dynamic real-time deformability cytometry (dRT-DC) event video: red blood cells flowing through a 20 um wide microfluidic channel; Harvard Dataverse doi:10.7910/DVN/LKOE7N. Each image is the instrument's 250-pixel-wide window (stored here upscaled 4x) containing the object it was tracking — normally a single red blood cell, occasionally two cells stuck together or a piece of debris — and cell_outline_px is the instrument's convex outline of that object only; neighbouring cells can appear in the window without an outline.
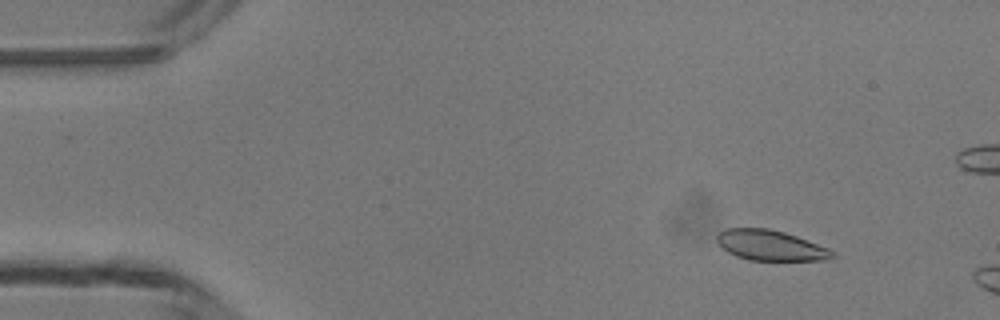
{"species": "common noctule bat (a hibernating species)", "species_latin": "Nyctalus noctula", "temperature_condition": "room temperature", "stored_images_in_passage": 14, "camera_frame_rate_fps": 3000, "um_per_image_px": 0.085, "animal": {"sex": "male", "body_mass_g": 13.3}, "frame": {"image": 1, "passage_image": 5, "time_ms": 1.333, "image_size_px": [1000, 320], "cell_outline_px": [[836, 256], [824, 260], [748, 260], [736, 256], [728, 252], [716, 240], [716, 236], [724, 228], [768, 228], [784, 232], [796, 236], [828, 248], [836, 252]], "centroid_in_image_um": [65.49, 20.85], "position_along_channel_um": 19.5, "area_um2": 20.35}}